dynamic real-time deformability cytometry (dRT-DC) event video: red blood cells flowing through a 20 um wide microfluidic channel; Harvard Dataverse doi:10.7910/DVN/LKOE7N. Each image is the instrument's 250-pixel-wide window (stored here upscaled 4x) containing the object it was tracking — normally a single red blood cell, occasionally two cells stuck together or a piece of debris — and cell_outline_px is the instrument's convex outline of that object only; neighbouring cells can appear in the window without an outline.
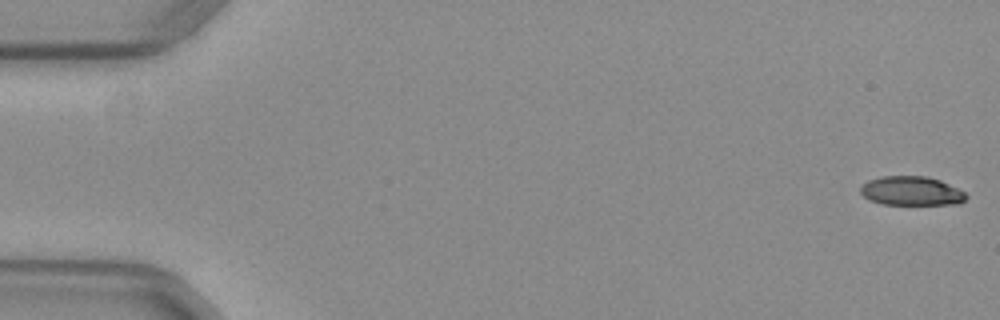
{"species": "common noctule bat (a hibernating species)", "species_latin": "Nyctalus noctula", "temperature_condition": "warm", "stored_images_in_passage": 7, "camera_frame_rate_fps": 3000, "um_per_image_px": 0.085, "animal": {"sex": "female", "body_mass_g": 29.2, "forearm_length_mm": 56.3}, "frame": {"image": 1, "passage_image": 1, "time_ms": 0.0, "image_size_px": [1000, 320], "cell_outline_px": [[968, 196], [960, 204], [884, 204], [868, 200], [860, 192], [860, 188], [868, 180], [880, 176], [928, 176], [940, 180], [964, 192]], "centroid_in_image_um": [77.46, 16.23], "position_along_channel_um": 7.5, "area_um2": 17.86}}